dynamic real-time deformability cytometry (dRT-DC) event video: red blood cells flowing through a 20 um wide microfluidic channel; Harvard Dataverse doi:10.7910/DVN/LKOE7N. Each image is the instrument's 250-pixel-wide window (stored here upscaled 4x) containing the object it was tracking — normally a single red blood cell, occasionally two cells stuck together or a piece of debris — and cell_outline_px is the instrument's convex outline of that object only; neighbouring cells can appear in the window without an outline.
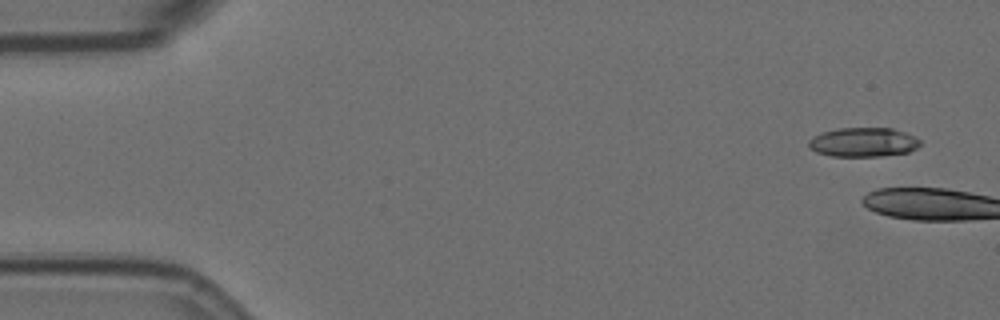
{"species": "Egyptian fruit bat (a non-hibernating species)", "species_latin": "Rousettus aegyptiacus", "temperature_condition": "room temperature", "stored_images_in_passage": 5, "camera_frame_rate_fps": 3000, "um_per_image_px": 0.085, "animal": {"sex": "female"}, "frame": {"image": 1, "passage_image": 1, "time_ms": 0.0, "image_size_px": [1000, 320], "cell_outline_px": [[920, 144], [916, 148], [908, 152], [880, 156], [832, 156], [816, 152], [808, 148], [808, 140], [812, 136], [836, 128], [892, 128], [904, 132], [920, 140]], "centroid_in_image_um": [73.33, 12.09], "position_along_channel_um": 11.7, "area_um2": 18.96}}
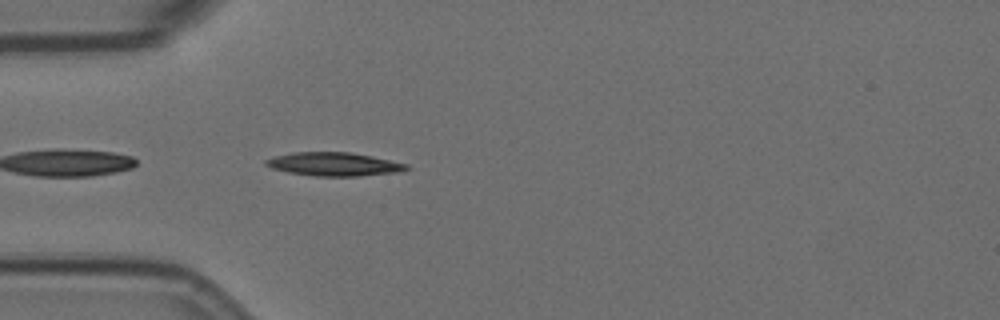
{"frame": {"image": 2, "passage_image": 5, "time_ms": 6.0, "image_size_px": [1000, 320], "cell_outline_px": [[412, 168], [400, 172], [360, 176], [316, 176], [288, 172], [272, 168], [264, 164], [264, 160], [276, 156], [292, 152], [352, 152], [372, 156], [408, 164]], "centroid_in_image_um": [28.43, 13.95], "position_along_channel_um": 56.6, "area_um2": 19.36}}